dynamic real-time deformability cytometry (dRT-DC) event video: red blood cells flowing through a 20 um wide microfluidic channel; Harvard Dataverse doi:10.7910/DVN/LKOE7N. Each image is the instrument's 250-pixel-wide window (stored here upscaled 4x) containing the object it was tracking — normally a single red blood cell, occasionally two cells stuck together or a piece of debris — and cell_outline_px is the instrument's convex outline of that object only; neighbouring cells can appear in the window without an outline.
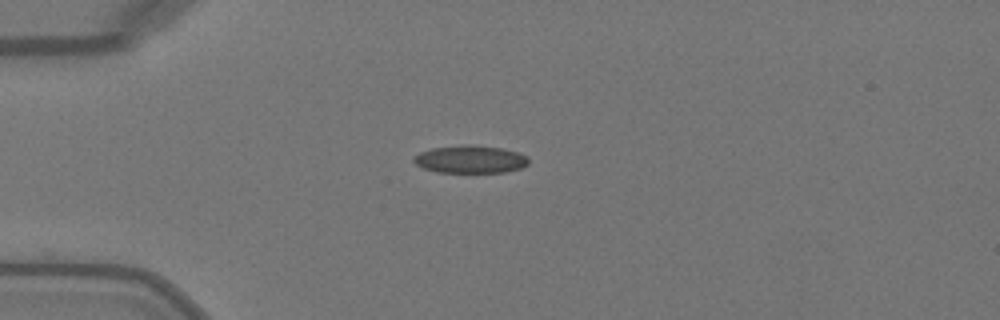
{"species": "Egyptian fruit bat (a non-hibernating species)", "species_latin": "Rousettus aegyptiacus", "temperature_condition": "warm", "stored_images_in_passage": 38, "camera_frame_rate_fps": 3000, "um_per_image_px": 0.085, "animal": {"sex": "female"}, "frame": {"image": 1, "passage_image": 1, "time_ms": 0.0, "image_size_px": [1000, 320], "cell_outline_px": [[528, 164], [520, 168], [504, 172], [436, 172], [424, 168], [416, 164], [412, 160], [420, 152], [432, 148], [468, 144], [504, 148], [528, 156]], "centroid_in_image_um": [39.99, 13.53], "position_along_channel_um": 45.0, "area_um2": 18.44}}
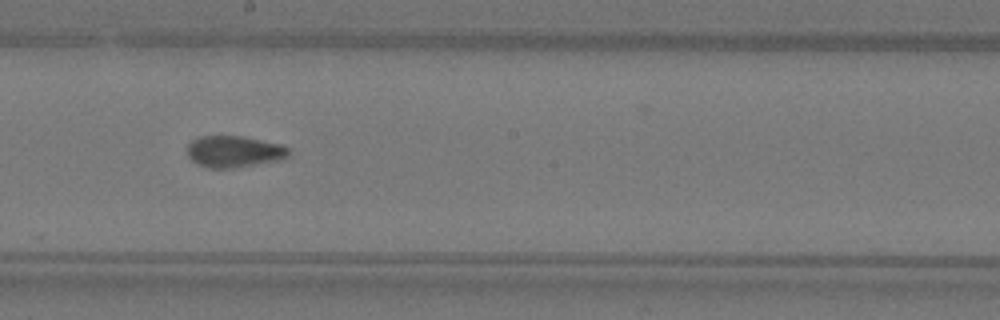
{"frame": {"image": 2, "passage_image": 16, "time_ms": 5.0, "image_size_px": [1000, 320], "cell_outline_px": [[288, 156], [280, 160], [232, 168], [208, 168], [196, 164], [188, 156], [188, 144], [192, 140], [200, 136], [240, 136], [284, 144], [288, 148]], "centroid_in_image_um": [19.89, 12.88], "position_along_channel_um": 228.3, "area_um2": 18.67}}
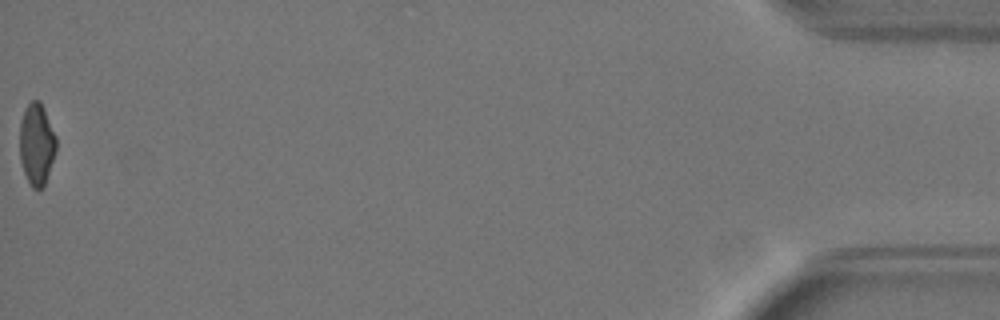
{"frame": {"image": 3, "passage_image": 38, "time_ms": 12.333, "image_size_px": [1000, 320], "cell_outline_px": [[56, 152], [44, 188], [32, 188], [24, 172], [20, 160], [20, 120], [24, 108], [32, 100], [40, 100], [44, 108], [56, 136]], "centroid_in_image_um": [3.12, 12.24], "position_along_channel_um": 432.1, "area_um2": 17.57}, "authors_computed_cell_mechanics": {"area_um2": 18.6694, "velocity_mm_per_s": 4.0984, "shape_relaxation_time_tau1_ms": null, "shape_relaxation_time_tau2_ms": 1.4778, "deformation_change_tau1": null, "deformation_change_tau2": 0.0636}}